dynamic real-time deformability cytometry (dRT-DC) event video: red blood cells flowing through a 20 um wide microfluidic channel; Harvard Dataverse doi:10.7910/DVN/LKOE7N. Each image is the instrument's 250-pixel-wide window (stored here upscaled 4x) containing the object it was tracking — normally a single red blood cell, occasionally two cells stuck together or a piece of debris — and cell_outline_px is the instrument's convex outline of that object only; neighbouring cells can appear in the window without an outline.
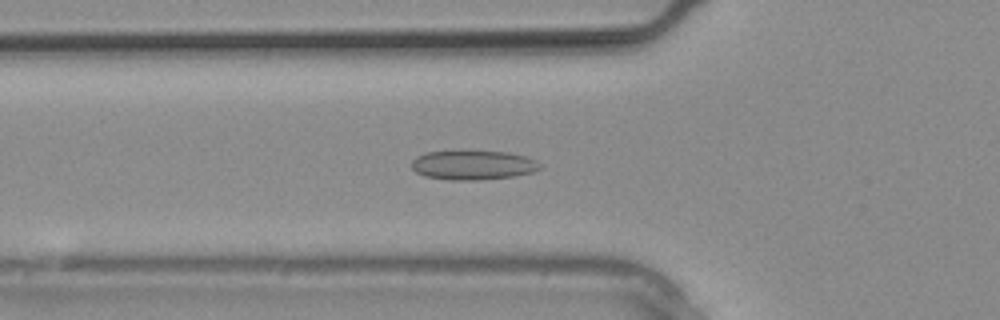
{"species": "common noctule bat (a hibernating species)", "species_latin": "Nyctalus noctula", "temperature_condition": "warm", "stored_images_in_passage": 7, "camera_frame_rate_fps": 3000, "um_per_image_px": 0.085, "animal": {"sex": "male", "body_mass_g": 20.4}, "frame": {"image": 1, "passage_image": 5, "time_ms": 1.333, "image_size_px": [1000, 320], "cell_outline_px": [[540, 168], [536, 172], [516, 176], [480, 180], [448, 180], [424, 176], [416, 172], [412, 168], [412, 160], [416, 156], [424, 152], [460, 148], [464, 148], [508, 152], [528, 156], [536, 160], [540, 164]], "centroid_in_image_um": [40.2, 13.98], "position_along_channel_um": 85.6, "area_um2": 23.29}}